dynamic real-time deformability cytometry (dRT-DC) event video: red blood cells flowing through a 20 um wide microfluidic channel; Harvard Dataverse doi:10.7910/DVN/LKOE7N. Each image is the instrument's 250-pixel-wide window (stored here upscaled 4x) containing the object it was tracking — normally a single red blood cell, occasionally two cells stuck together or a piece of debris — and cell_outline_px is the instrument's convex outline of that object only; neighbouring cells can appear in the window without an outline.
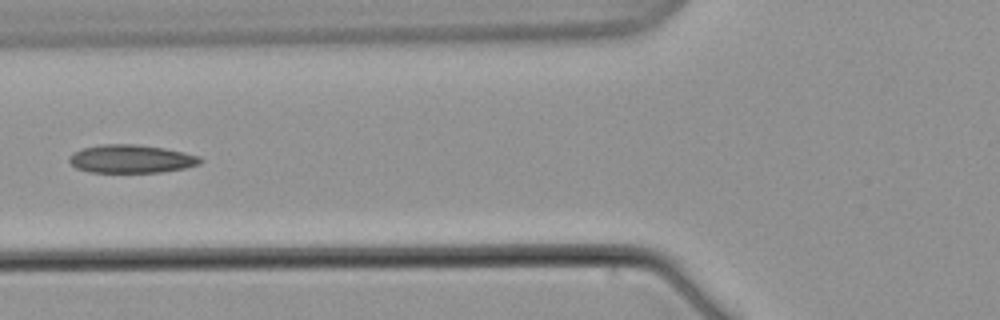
{"species": "common noctule bat (a hibernating species)", "species_latin": "Nyctalus noctula", "temperature_condition": "warm", "stored_images_in_passage": 9, "camera_frame_rate_fps": 3000, "um_per_image_px": 0.085, "animal": {"sex": "male", "body_mass_g": 21.5, "forearm_length_mm": 52.0}, "frame": {"image": 1, "passage_image": 6, "time_ms": 6.667, "image_size_px": [1000, 320], "cell_outline_px": [[204, 160], [200, 164], [184, 168], [160, 172], [92, 172], [76, 168], [68, 160], [68, 156], [72, 152], [84, 148], [100, 144], [136, 144], [164, 148], [184, 152], [200, 156]], "centroid_in_image_um": [11.15, 13.5], "position_along_channel_um": 114.6, "area_um2": 21.62}}